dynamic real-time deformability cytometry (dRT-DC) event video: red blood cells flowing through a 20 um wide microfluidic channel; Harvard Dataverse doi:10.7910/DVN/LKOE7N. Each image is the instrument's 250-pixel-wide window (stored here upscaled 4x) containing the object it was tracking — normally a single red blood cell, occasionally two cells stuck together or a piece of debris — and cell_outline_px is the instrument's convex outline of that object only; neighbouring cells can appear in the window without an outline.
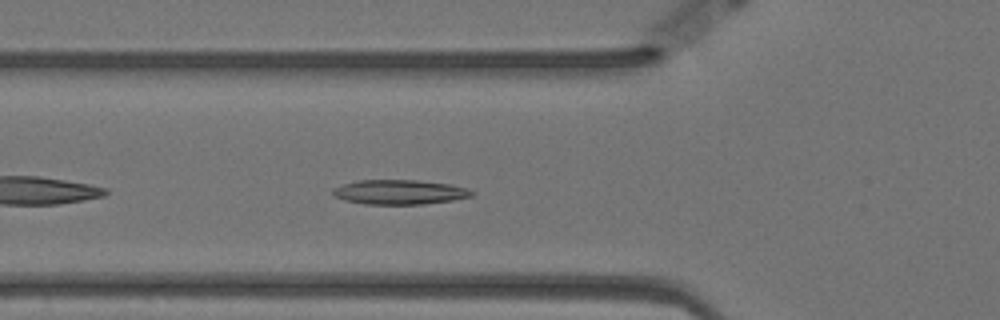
{"species": "Egyptian fruit bat (a non-hibernating species)", "species_latin": "Rousettus aegyptiacus", "temperature_condition": "warm", "stored_images_in_passage": 44, "camera_frame_rate_fps": 3000, "um_per_image_px": 0.085, "animal": {"sex": "female"}, "frame": {"image": 1, "passage_image": 6, "time_ms": 1.667, "image_size_px": [1000, 320], "cell_outline_px": [[476, 192], [472, 196], [452, 200], [424, 204], [364, 204], [344, 200], [336, 196], [332, 192], [332, 188], [356, 180], [416, 180], [448, 184], [468, 188]], "centroid_in_image_um": [33.97, 16.32], "position_along_channel_um": 91.8, "area_um2": 19.88}}
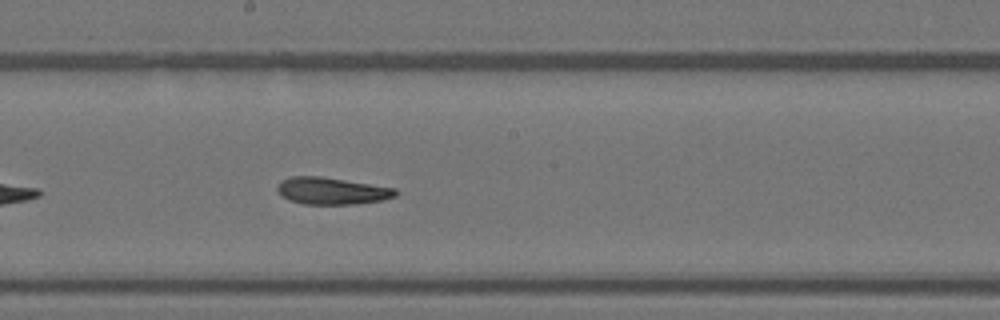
{"frame": {"image": 2, "passage_image": 17, "time_ms": 5.333, "image_size_px": [1000, 320], "cell_outline_px": [[396, 196], [384, 200], [356, 204], [304, 204], [288, 200], [280, 196], [276, 188], [280, 180], [292, 176], [320, 176], [396, 188]], "centroid_in_image_um": [28.16, 16.23], "position_along_channel_um": 220.0, "area_um2": 18.73}}
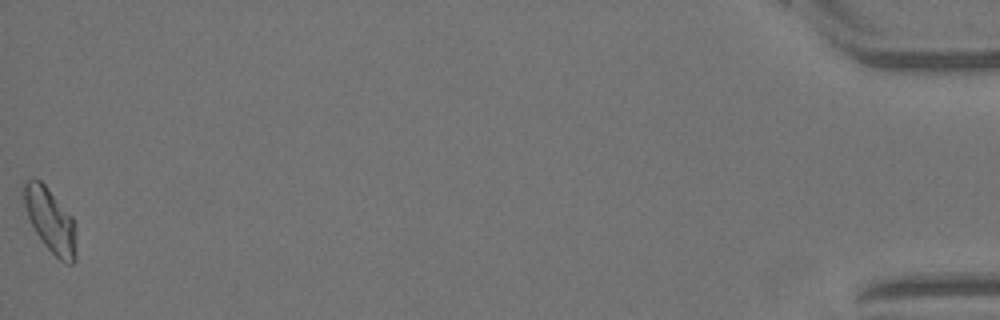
{"frame": {"image": 3, "passage_image": 44, "time_ms": 14.333, "image_size_px": [1000, 320], "cell_outline_px": [[76, 260], [72, 264], [68, 264], [60, 260], [44, 244], [36, 232], [28, 216], [24, 204], [24, 180], [32, 176], [40, 180], [48, 188], [72, 216], [76, 252]], "centroid_in_image_um": [4.26, 18.7], "position_along_channel_um": 430.9, "area_um2": 19.25}, "authors_computed_cell_mechanics": {"area_um2": 18.9006, "velocity_mm_per_s": 3.4889, "shape_relaxation_time_tau1_ms": 6.3456, "shape_relaxation_time_tau2_ms": 4.5672, "deformation_change_tau1": 0.1427, "deformation_change_tau2": 0.1252}}